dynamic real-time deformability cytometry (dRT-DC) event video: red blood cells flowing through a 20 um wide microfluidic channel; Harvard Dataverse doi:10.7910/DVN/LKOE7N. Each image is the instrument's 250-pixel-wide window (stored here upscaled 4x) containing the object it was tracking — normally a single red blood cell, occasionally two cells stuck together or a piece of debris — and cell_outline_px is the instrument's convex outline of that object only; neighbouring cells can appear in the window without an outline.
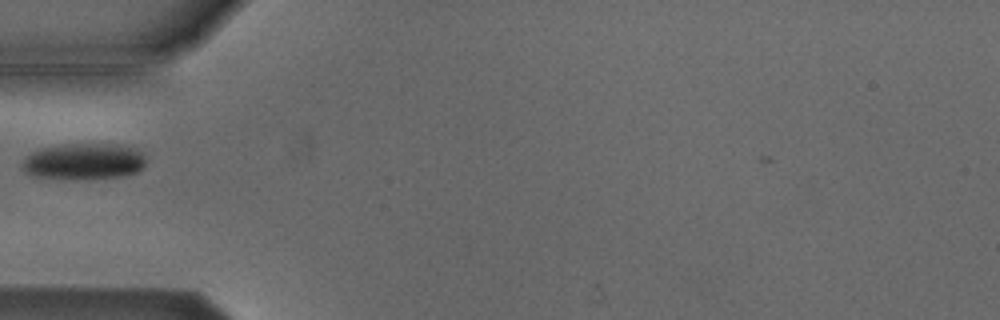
{"species": "Egyptian fruit bat (a non-hibernating species)", "species_latin": "Rousettus aegyptiacus", "temperature_condition": "cold", "stored_images_in_passage": 1, "camera_frame_rate_fps": 3000, "um_per_image_px": 0.085, "animal": {"sex": "male"}, "frame": {"image": 1, "passage_image": 1, "time_ms": 0.0, "image_size_px": [1000, 320], "cell_outline_px": [[144, 164], [136, 172], [124, 176], [88, 180], [72, 180], [32, 176], [24, 168], [24, 160], [32, 152], [40, 148], [64, 144], [116, 144], [136, 148], [144, 152]], "centroid_in_image_um": [7.16, 13.73], "position_along_channel_um": 77.8, "area_um2": 26.41}}